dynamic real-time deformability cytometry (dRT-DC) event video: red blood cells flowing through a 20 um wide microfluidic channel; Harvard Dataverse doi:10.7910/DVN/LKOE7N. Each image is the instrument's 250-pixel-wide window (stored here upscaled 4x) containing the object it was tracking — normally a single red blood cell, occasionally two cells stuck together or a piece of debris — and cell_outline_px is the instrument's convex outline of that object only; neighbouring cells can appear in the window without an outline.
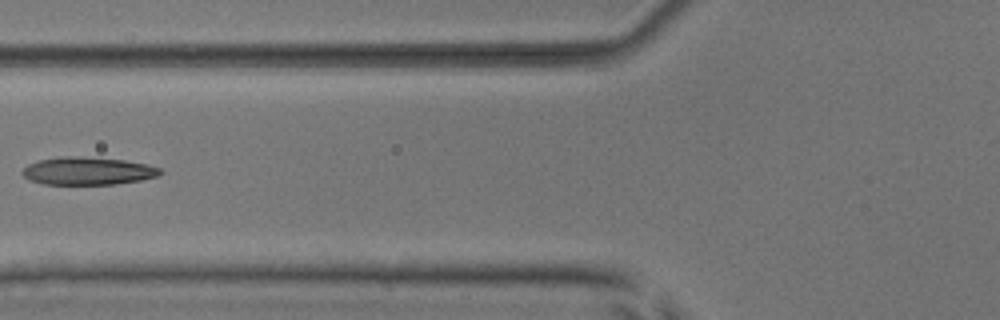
{"species": "common noctule bat (a hibernating species)", "species_latin": "Nyctalus noctula", "temperature_condition": "room temperature", "stored_images_in_passage": 7, "camera_frame_rate_fps": 3000, "um_per_image_px": 0.085, "animal": {"sex": "male", "body_mass_g": 17.9, "forearm_length_mm": 54.2}, "frame": {"image": 1, "passage_image": 6, "time_ms": 1.667, "image_size_px": [1000, 320], "cell_outline_px": [[164, 172], [160, 176], [140, 180], [116, 184], [44, 184], [32, 180], [24, 176], [20, 172], [28, 164], [40, 160], [60, 156], [80, 156], [124, 160], [148, 164], [160, 168]], "centroid_in_image_um": [7.51, 14.52], "position_along_channel_um": 118.3, "area_um2": 22.37}}
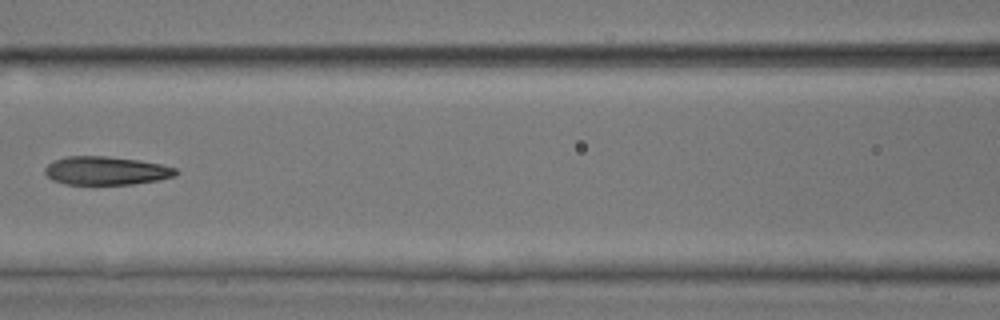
{"frame": {"image": 2, "passage_image": 7, "time_ms": 2.0, "image_size_px": [1000, 320], "cell_outline_px": [[180, 172], [176, 176], [160, 180], [132, 184], [64, 184], [52, 180], [44, 172], [44, 168], [48, 164], [56, 160], [68, 156], [108, 156], [140, 160], [160, 164], [176, 168]], "centroid_in_image_um": [9.05, 14.51], "position_along_channel_um": 157.5, "area_um2": 21.79}}